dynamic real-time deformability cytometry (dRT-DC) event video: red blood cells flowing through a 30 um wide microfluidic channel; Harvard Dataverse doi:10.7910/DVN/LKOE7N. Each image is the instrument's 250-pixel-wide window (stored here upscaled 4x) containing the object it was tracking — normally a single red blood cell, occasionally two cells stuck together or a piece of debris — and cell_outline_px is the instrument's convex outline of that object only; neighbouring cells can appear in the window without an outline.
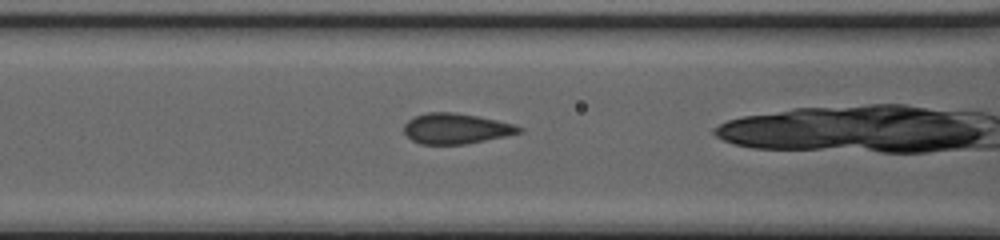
{"species": "common noctule bat (a hibernating species)", "species_latin": "Nyctalus noctula", "temperature_condition": "cold", "stored_images_in_passage": 27, "camera_frame_rate_fps": 3000, "um_per_image_px": 0.085, "animal": {"sex": "female", "body_mass_g": 20.0, "forearm_length_mm": 54.0}, "frame": {"image": 1, "passage_image": 7, "time_ms": 2.0, "image_size_px": [1000, 240], "cell_outline_px": [[524, 132], [464, 144], [420, 144], [412, 140], [404, 132], [404, 124], [412, 116], [428, 112], [456, 112], [496, 120], [512, 124], [524, 128]], "centroid_in_image_um": [38.73, 10.92], "position_along_channel_um": 127.9, "area_um2": 20.35}}
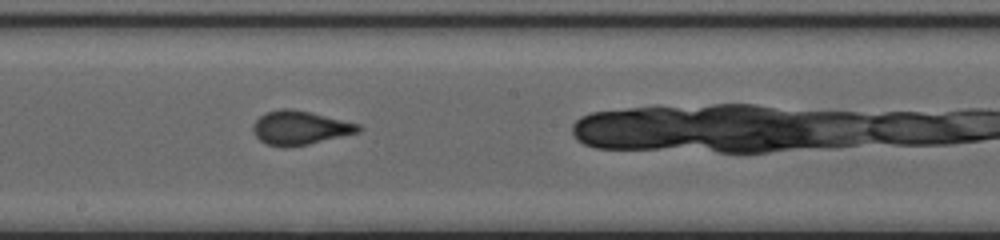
{"frame": {"image": 2, "passage_image": 14, "time_ms": 4.333, "image_size_px": [1000, 240], "cell_outline_px": [[364, 128], [360, 132], [308, 144], [288, 148], [284, 148], [268, 144], [260, 140], [256, 136], [252, 128], [252, 124], [260, 116], [268, 112], [280, 108], [292, 108], [312, 112], [360, 124]], "centroid_in_image_um": [25.52, 10.86], "position_along_channel_um": 222.7, "area_um2": 20.98}}
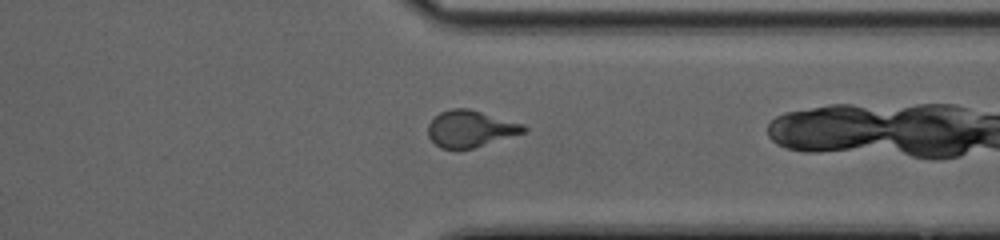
{"frame": {"image": 3, "passage_image": 25, "time_ms": 8.0, "image_size_px": [1000, 240], "cell_outline_px": [[528, 128], [524, 132], [472, 148], [440, 148], [428, 136], [428, 124], [440, 112], [452, 108], [468, 108], [524, 124]], "centroid_in_image_um": [39.97, 10.93], "position_along_channel_um": 371.4, "area_um2": 20.06}}